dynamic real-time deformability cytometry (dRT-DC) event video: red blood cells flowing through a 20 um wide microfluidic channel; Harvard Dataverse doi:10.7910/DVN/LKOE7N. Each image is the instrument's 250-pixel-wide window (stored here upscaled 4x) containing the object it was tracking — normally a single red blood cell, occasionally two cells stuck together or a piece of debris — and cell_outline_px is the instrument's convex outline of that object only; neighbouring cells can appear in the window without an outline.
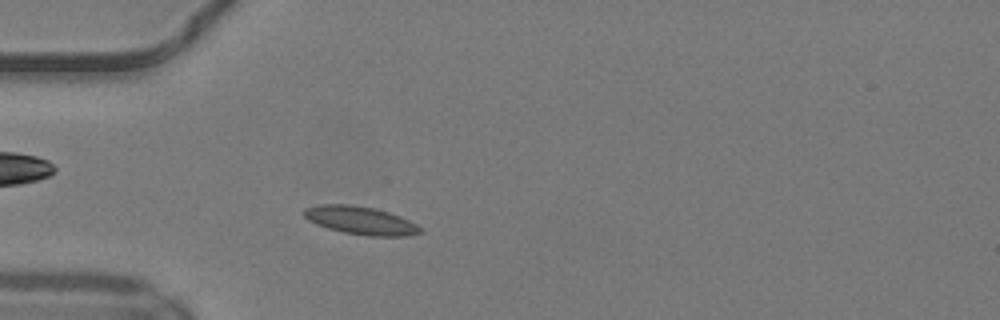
{"species": "common noctule bat (a hibernating species)", "species_latin": "Nyctalus noctula", "temperature_condition": "warm", "stored_images_in_passage": 40, "camera_frame_rate_fps": 3000, "um_per_image_px": 0.085, "animal": {"sex": "male", "body_mass_g": 19.2, "forearm_length_mm": 51.8}, "frame": {"image": 1, "passage_image": 5, "time_ms": 1.333, "image_size_px": [1000, 320], "cell_outline_px": [[420, 232], [408, 236], [368, 236], [344, 232], [328, 228], [316, 224], [308, 220], [300, 212], [304, 208], [320, 204], [352, 204], [372, 208], [388, 212], [400, 216], [416, 224], [420, 228]], "centroid_in_image_um": [30.59, 18.73], "position_along_channel_um": 54.4, "area_um2": 18.96}}
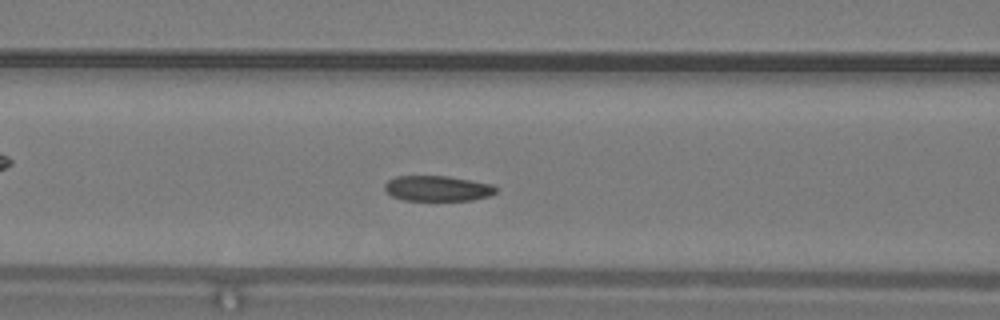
{"frame": {"image": 2, "passage_image": 11, "time_ms": 3.333, "image_size_px": [1000, 320], "cell_outline_px": [[496, 192], [488, 196], [472, 200], [404, 200], [392, 196], [384, 188], [384, 184], [388, 180], [396, 176], [448, 176], [492, 184], [496, 188]], "centroid_in_image_um": [37.17, 16.01], "position_along_channel_um": 129.4, "area_um2": 16.36}}
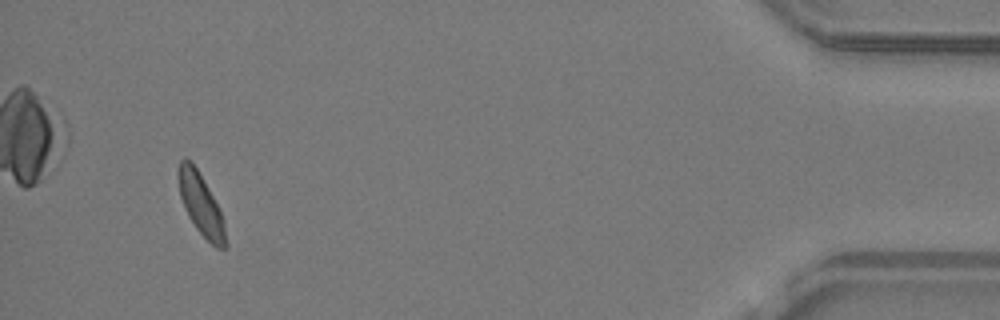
{"frame": {"image": 3, "passage_image": 37, "time_ms": 12.0, "image_size_px": [1000, 320], "cell_outline_px": [[228, 248], [216, 248], [196, 228], [188, 216], [184, 208], [180, 196], [176, 176], [176, 172], [180, 160], [184, 156], [192, 160], [212, 196], [224, 220], [228, 244]], "centroid_in_image_um": [17.05, 17.35], "position_along_channel_um": 418.2, "area_um2": 17.11}, "authors_computed_cell_mechanics": {"area_um2": 17.3111, "velocity_mm_per_s": 4.175, "shape_relaxation_time_tau1_ms": 3.0767, "shape_relaxation_time_tau2_ms": 1.8782, "deformation_change_tau1": 0.0891, "deformation_change_tau2": 0.0775}}